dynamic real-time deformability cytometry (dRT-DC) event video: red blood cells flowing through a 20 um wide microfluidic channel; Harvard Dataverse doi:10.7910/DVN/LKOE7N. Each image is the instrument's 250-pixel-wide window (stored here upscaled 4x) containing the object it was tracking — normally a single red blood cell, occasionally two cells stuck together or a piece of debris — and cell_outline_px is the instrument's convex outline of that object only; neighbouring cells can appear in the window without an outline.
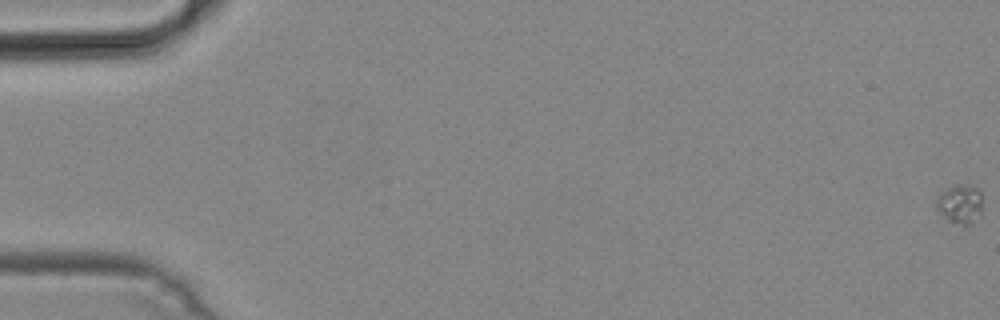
{"species": "common noctule bat (a hibernating species)", "species_latin": "Nyctalus noctula", "temperature_condition": "cold", "stored_images_in_passage": 18, "camera_frame_rate_fps": 3000, "um_per_image_px": 0.085, "animal": {"sex": "male", "body_mass_g": 19.2, "forearm_length_mm": 51.8}, "frame": {"image": 1, "passage_image": 1, "time_ms": 0.0, "image_size_px": [1000, 320], "cell_outline_px": [[980, 216], [968, 224], [964, 224], [948, 220], [936, 208], [936, 200], [948, 188], [956, 184], [968, 184], [976, 188], [980, 192]], "centroid_in_image_um": [81.6, 17.31], "position_along_channel_um": 3.4, "area_um2": 10.0}}